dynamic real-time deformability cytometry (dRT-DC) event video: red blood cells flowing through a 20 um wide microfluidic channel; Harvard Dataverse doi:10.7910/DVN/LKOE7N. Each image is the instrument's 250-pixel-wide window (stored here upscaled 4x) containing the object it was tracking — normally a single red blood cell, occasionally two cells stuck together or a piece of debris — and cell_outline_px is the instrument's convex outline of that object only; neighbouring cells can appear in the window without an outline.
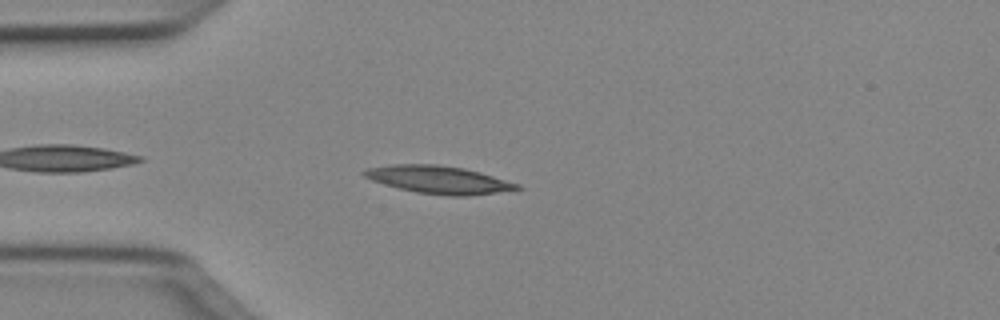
{"species": "Egyptian fruit bat (a non-hibernating species)", "species_latin": "Rousettus aegyptiacus", "temperature_condition": "cold", "stored_images_in_passage": 36, "camera_frame_rate_fps": 3000, "um_per_image_px": 0.085, "animal": {"sex": "female"}, "frame": {"image": 1, "passage_image": 4, "time_ms": 1.0, "image_size_px": [1000, 320], "cell_outline_px": [[520, 188], [496, 192], [468, 196], [448, 196], [416, 192], [384, 184], [372, 180], [364, 176], [360, 172], [364, 168], [392, 164], [436, 164], [464, 168], [480, 172], [520, 184]], "centroid_in_image_um": [37.23, 15.26], "position_along_channel_um": 47.8, "area_um2": 24.62}}
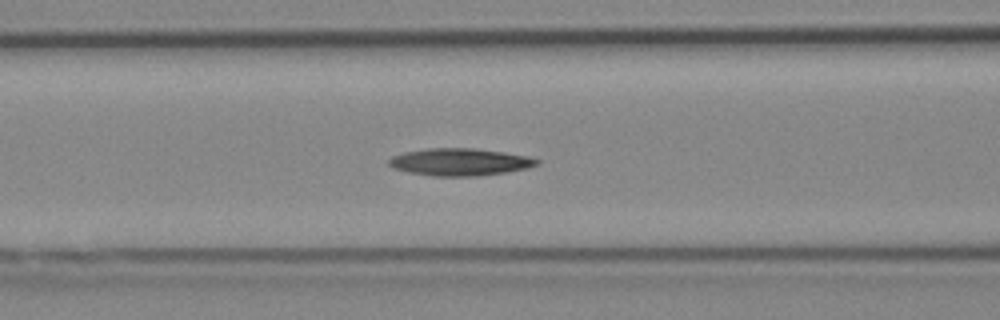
{"frame": {"image": 2, "passage_image": 11, "time_ms": 3.333, "image_size_px": [1000, 320], "cell_outline_px": [[540, 164], [528, 168], [504, 172], [476, 176], [432, 176], [408, 172], [392, 168], [388, 164], [388, 160], [392, 156], [404, 152], [428, 148], [476, 148], [504, 152], [528, 156], [540, 160]], "centroid_in_image_um": [39.08, 13.76], "position_along_channel_um": 127.5, "area_um2": 23.64}}
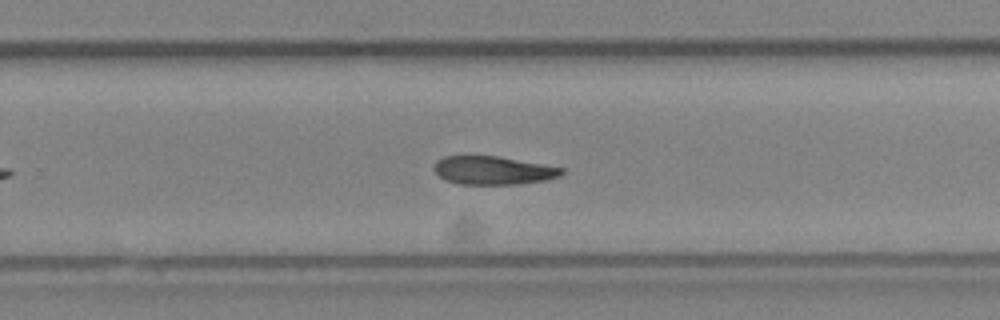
{"frame": {"image": 3, "passage_image": 23, "time_ms": 7.333, "image_size_px": [1000, 320], "cell_outline_px": [[564, 172], [560, 176], [544, 180], [516, 184], [460, 184], [444, 180], [432, 168], [436, 160], [444, 156], [496, 156], [544, 164], [564, 168]], "centroid_in_image_um": [41.89, 14.48], "position_along_channel_um": 287.9, "area_um2": 21.04}, "authors_computed_cell_mechanics": {"area_um2": 22.253, "velocity_mm_per_s": 4.0279, "shape_relaxation_time_tau1_ms": 8.5056, "shape_relaxation_time_tau2_ms": null, "deformation_change_tau1": 0.2118, "deformation_change_tau2": null}}